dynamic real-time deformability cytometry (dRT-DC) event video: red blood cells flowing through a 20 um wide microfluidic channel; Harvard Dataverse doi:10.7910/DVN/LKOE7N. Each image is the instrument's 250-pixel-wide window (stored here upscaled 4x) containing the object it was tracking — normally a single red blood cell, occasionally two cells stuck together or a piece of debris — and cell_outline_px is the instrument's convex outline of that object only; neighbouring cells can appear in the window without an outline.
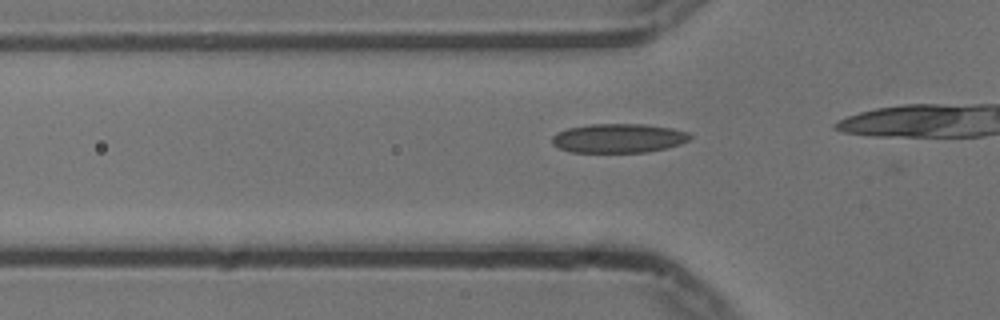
{"species": "common noctule bat (a hibernating species)", "species_latin": "Nyctalus noctula", "temperature_condition": "cold", "stored_images_in_passage": 9, "camera_frame_rate_fps": 3000, "um_per_image_px": 0.085, "animal": {"sex": "male", "body_mass_g": 13.3}, "frame": {"image": 1, "passage_image": 3, "time_ms": 0.667, "image_size_px": [1000, 320], "cell_outline_px": [[692, 136], [688, 140], [680, 144], [668, 148], [648, 152], [572, 152], [560, 148], [552, 144], [552, 136], [556, 132], [568, 128], [592, 124], [644, 124], [672, 128], [688, 132]], "centroid_in_image_um": [52.58, 11.75], "position_along_channel_um": 73.2, "area_um2": 23.47}}
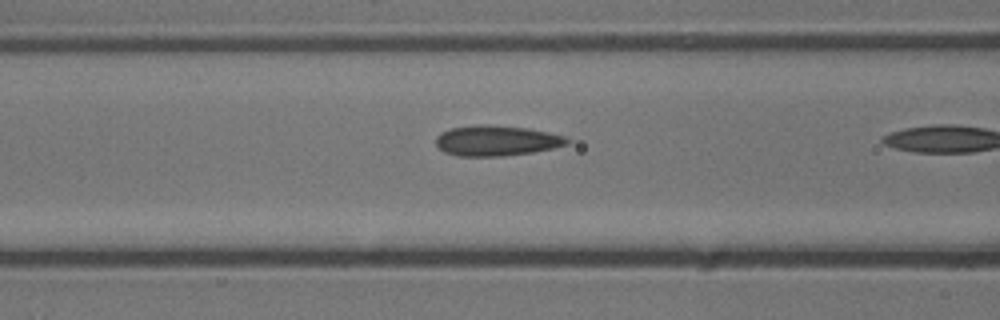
{"frame": {"image": 2, "passage_image": 7, "time_ms": 2.0, "image_size_px": [1000, 320], "cell_outline_px": [[572, 140], [568, 144], [552, 148], [532, 152], [500, 156], [456, 156], [444, 152], [436, 144], [436, 136], [440, 132], [452, 128], [480, 124], [484, 124], [528, 128], [548, 132], [564, 136]], "centroid_in_image_um": [42.19, 11.95], "position_along_channel_um": 124.4, "area_um2": 23.24}}